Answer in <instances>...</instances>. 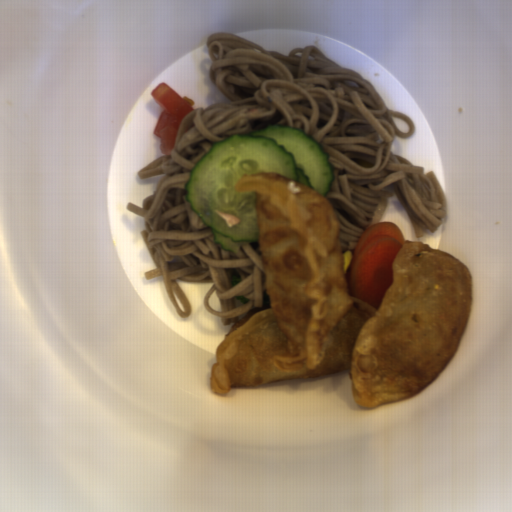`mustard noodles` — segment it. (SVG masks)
Masks as SVG:
<instances>
[{
  "mask_svg": "<svg viewBox=\"0 0 512 512\" xmlns=\"http://www.w3.org/2000/svg\"><path fill=\"white\" fill-rule=\"evenodd\" d=\"M205 45L208 80L225 99L183 117L170 154L136 172L142 181L162 175L156 191L143 199L142 207L127 203L144 220L140 234L155 265L144 273L150 280L162 276L177 315L186 319L191 313L178 281L212 284L203 304L223 325L270 304L260 239L241 244L237 252L222 250L185 198L193 168L215 144L235 135L288 127L321 147L331 172L325 197L339 225L341 253H353L383 198H398L418 238L443 224L446 196L435 171L424 174L425 166H415L391 150L396 138L414 137V121L389 109L357 71L313 45L282 54L222 31L211 33ZM392 117L409 122L407 134L396 128ZM231 268L241 277L234 287L224 271ZM216 290L220 312L207 303ZM236 296L250 301L243 305L232 299Z\"/></svg>",
  "mask_w": 512,
  "mask_h": 512,
  "instance_id": "mustard-noodles-1",
  "label": "mustard noodles"
}]
</instances>
